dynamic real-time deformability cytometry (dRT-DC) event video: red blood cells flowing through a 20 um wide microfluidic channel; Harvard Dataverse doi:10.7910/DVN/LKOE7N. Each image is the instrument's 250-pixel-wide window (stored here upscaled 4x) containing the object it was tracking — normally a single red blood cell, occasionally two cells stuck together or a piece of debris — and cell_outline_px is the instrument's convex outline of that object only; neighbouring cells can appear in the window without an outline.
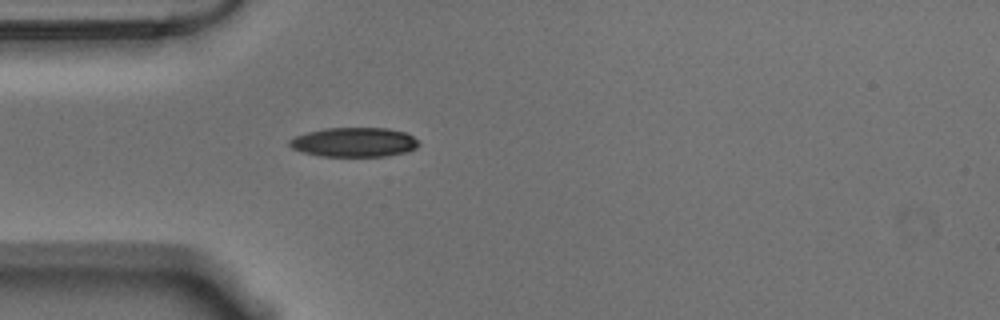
{"species": "Egyptian fruit bat (a non-hibernating species)", "species_latin": "Rousettus aegyptiacus", "temperature_condition": "warm", "stored_images_in_passage": 19, "camera_frame_rate_fps": 3000, "um_per_image_px": 0.085, "animal": {"sex": "male"}, "frame": {"image": 1, "passage_image": 14, "time_ms": 4.333, "image_size_px": [1000, 320], "cell_outline_px": [[420, 144], [416, 148], [408, 152], [388, 156], [320, 156], [304, 152], [292, 148], [288, 144], [288, 140], [296, 136], [308, 132], [324, 128], [388, 128], [404, 132], [420, 140]], "centroid_in_image_um": [30.14, 12.09], "position_along_channel_um": 54.9, "area_um2": 22.25}}